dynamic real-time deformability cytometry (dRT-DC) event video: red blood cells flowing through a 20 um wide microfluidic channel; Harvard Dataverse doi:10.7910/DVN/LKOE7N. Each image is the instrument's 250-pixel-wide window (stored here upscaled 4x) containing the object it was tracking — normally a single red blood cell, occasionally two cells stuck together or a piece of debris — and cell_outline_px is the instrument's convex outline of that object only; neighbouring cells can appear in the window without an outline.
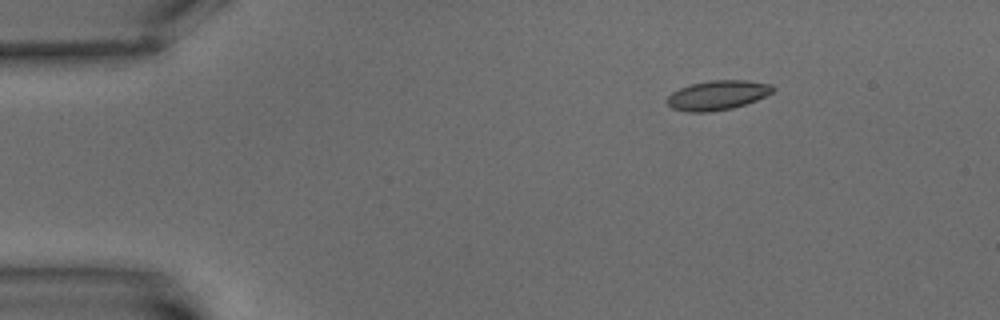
{"species": "common noctule bat (a hibernating species)", "species_latin": "Nyctalus noctula", "temperature_condition": "warm", "stored_images_in_passage": 4, "camera_frame_rate_fps": 3000, "um_per_image_px": 0.085, "animal": {"sex": "male", "body_mass_g": 15.6}, "frame": {"image": 1, "passage_image": 1, "time_ms": 0.0, "image_size_px": [1000, 320], "cell_outline_px": [[776, 88], [772, 92], [756, 100], [732, 108], [712, 112], [688, 112], [672, 108], [668, 104], [668, 96], [672, 92], [680, 88], [692, 84], [712, 80], [748, 80], [772, 84]], "centroid_in_image_um": [61.01, 8.09], "position_along_channel_um": 24.0, "area_um2": 18.09}}
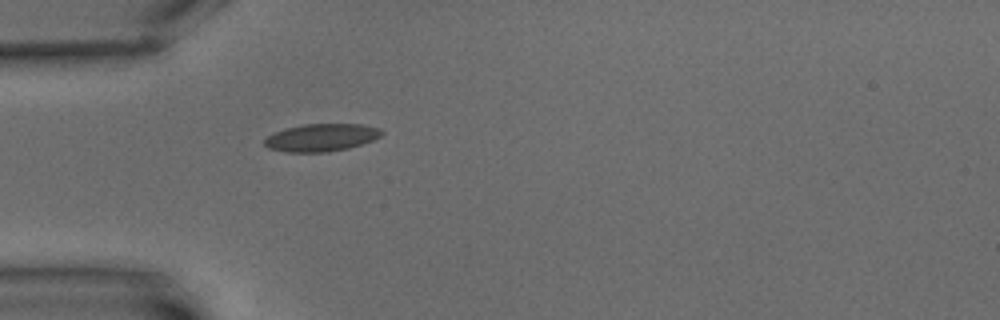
{"frame": {"image": 2, "passage_image": 4, "time_ms": 3.333, "image_size_px": [1000, 320], "cell_outline_px": [[384, 132], [380, 136], [372, 140], [348, 148], [328, 152], [284, 152], [268, 148], [264, 144], [264, 140], [272, 132], [284, 128], [304, 124], [360, 124], [380, 128]], "centroid_in_image_um": [27.27, 11.69], "position_along_channel_um": 57.7, "area_um2": 18.9}}